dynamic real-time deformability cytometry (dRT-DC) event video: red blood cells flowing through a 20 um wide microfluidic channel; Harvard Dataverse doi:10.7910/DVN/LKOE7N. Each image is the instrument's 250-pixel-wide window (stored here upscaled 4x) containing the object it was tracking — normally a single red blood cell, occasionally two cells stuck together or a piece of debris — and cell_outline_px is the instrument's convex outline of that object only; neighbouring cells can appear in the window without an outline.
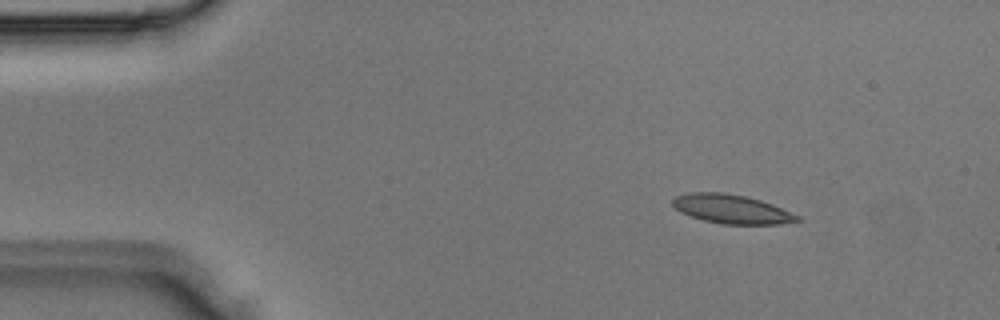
{"species": "Egyptian fruit bat (a non-hibernating species)", "species_latin": "Rousettus aegyptiacus", "temperature_condition": "room temperature", "stored_images_in_passage": 3, "camera_frame_rate_fps": 3000, "um_per_image_px": 0.085, "animal": {"sex": "male"}, "frame": {"image": 1, "passage_image": 1, "time_ms": 0.0, "image_size_px": [1000, 320], "cell_outline_px": [[800, 220], [780, 224], [724, 224], [704, 220], [680, 212], [672, 204], [672, 200], [676, 196], [692, 192], [724, 192], [744, 196], [760, 200], [772, 204], [800, 216]], "centroid_in_image_um": [62.18, 17.76], "position_along_channel_um": 22.8, "area_um2": 20.81}}
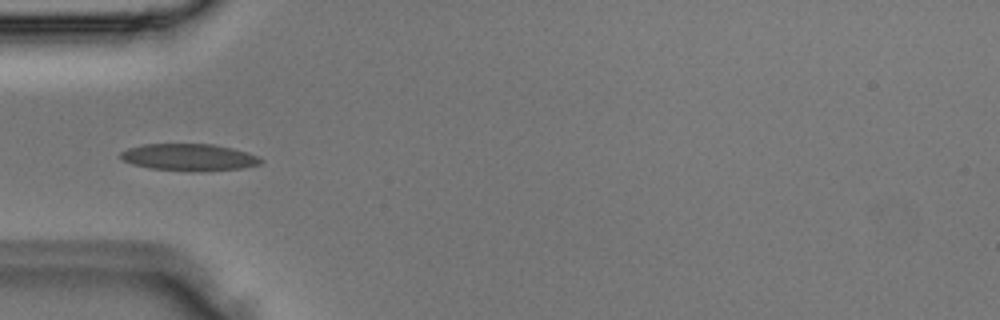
{"frame": {"image": 2, "passage_image": 3, "time_ms": 0.667, "image_size_px": [1000, 320], "cell_outline_px": [[264, 160], [260, 164], [240, 168], [152, 168], [132, 164], [124, 160], [120, 156], [120, 152], [128, 148], [140, 144], [212, 144], [232, 148], [248, 152], [260, 156]], "centroid_in_image_um": [16.06, 13.3], "position_along_channel_um": 68.9, "area_um2": 20.81}}